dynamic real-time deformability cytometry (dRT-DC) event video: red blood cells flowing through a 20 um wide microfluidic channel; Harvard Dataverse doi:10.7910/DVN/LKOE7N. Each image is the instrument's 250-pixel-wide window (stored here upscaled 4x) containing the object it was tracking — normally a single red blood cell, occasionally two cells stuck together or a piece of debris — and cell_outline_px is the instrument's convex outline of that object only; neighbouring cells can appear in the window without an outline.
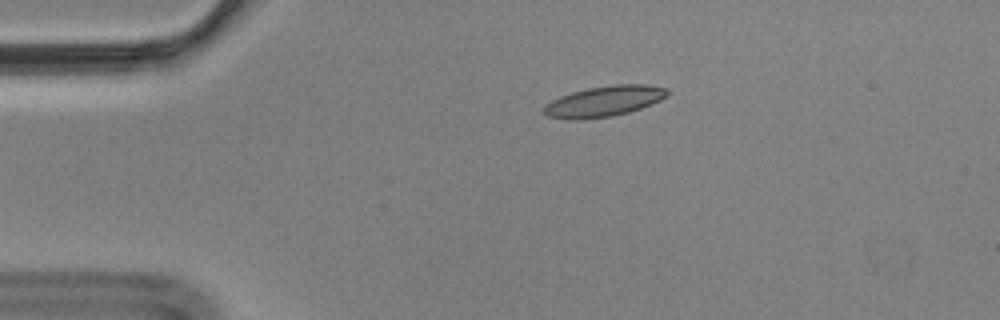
{"species": "Egyptian fruit bat (a non-hibernating species)", "species_latin": "Rousettus aegyptiacus", "temperature_condition": "cold", "stored_images_in_passage": 6, "camera_frame_rate_fps": 3000, "um_per_image_px": 0.085, "animal": {"sex": "male"}, "frame": {"image": 1, "passage_image": 4, "time_ms": 1.0, "image_size_px": [1000, 320], "cell_outline_px": [[668, 96], [652, 104], [628, 112], [612, 116], [576, 120], [572, 120], [548, 116], [544, 112], [544, 104], [560, 96], [572, 92], [588, 88], [616, 84], [648, 84], [668, 88]], "centroid_in_image_um": [51.37, 8.6], "position_along_channel_um": 33.6, "area_um2": 22.02}}
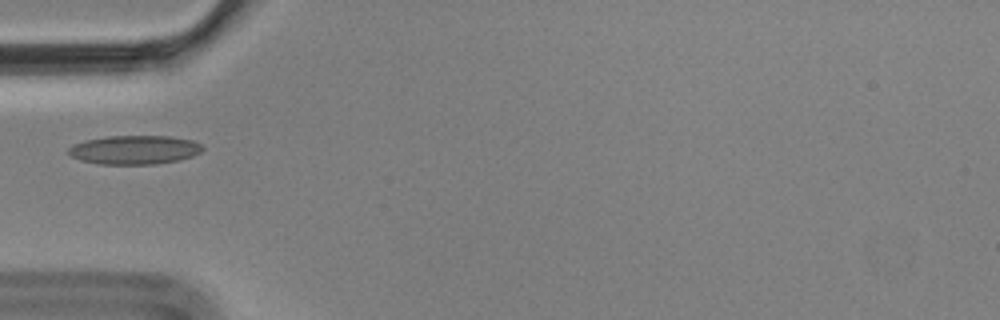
{"frame": {"image": 2, "passage_image": 6, "time_ms": 1.667, "image_size_px": [1000, 320], "cell_outline_px": [[204, 148], [200, 152], [192, 156], [180, 160], [156, 164], [100, 164], [80, 160], [72, 156], [68, 152], [68, 148], [72, 144], [84, 140], [108, 136], [172, 136], [192, 140], [200, 144]], "centroid_in_image_um": [11.43, 12.73], "position_along_channel_um": 73.6, "area_um2": 22.66}}